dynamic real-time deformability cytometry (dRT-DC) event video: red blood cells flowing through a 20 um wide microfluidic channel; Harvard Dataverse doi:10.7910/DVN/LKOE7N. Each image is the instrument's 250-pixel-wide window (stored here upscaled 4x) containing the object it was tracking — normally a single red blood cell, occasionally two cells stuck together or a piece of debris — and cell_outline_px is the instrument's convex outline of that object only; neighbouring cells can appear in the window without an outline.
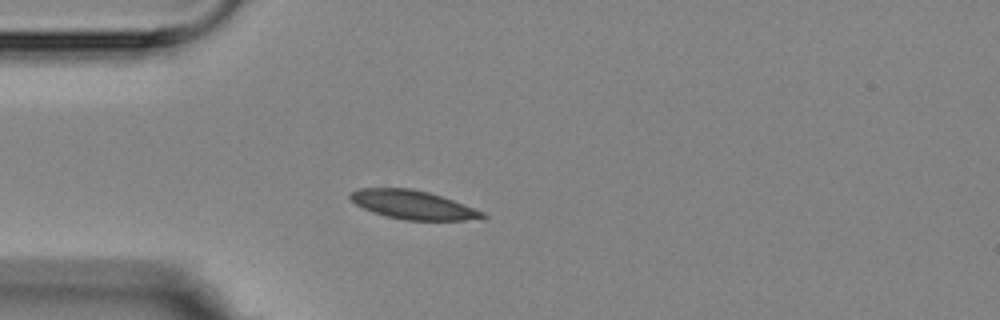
{"species": "Egyptian fruit bat (a non-hibernating species)", "species_latin": "Rousettus aegyptiacus", "temperature_condition": "room temperature", "stored_images_in_passage": 2, "camera_frame_rate_fps": 3000, "um_per_image_px": 0.085, "animal": {"sex": "female"}, "frame": {"image": 1, "passage_image": 1, "time_ms": 0.0, "image_size_px": [1000, 320], "cell_outline_px": [[488, 216], [484, 220], [404, 220], [372, 212], [356, 204], [348, 196], [352, 192], [360, 188], [412, 188], [428, 192], [452, 200], [484, 212]], "centroid_in_image_um": [35.14, 17.42], "position_along_channel_um": 49.9, "area_um2": 22.02}}